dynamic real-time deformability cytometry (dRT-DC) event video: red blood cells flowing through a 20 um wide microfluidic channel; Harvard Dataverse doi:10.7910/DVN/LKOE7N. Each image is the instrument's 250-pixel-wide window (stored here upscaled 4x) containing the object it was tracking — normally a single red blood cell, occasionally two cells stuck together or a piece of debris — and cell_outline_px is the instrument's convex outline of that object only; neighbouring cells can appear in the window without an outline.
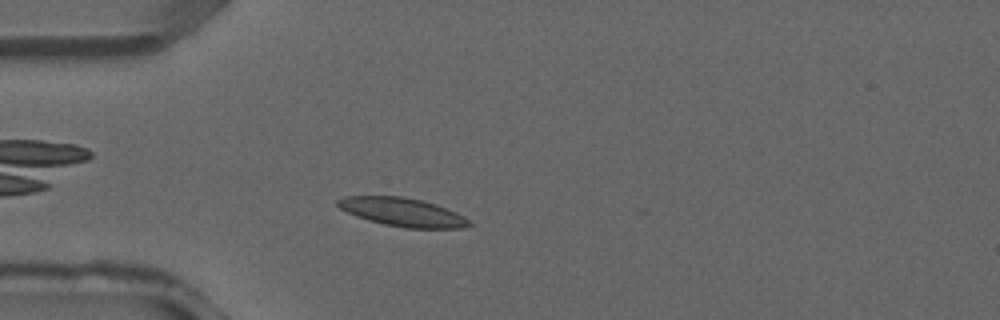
{"species": "common noctule bat (a hibernating species)", "species_latin": "Nyctalus noctula", "temperature_condition": "warm", "stored_images_in_passage": 10, "camera_frame_rate_fps": 3000, "um_per_image_px": 0.085, "animal": {"sex": "male", "forearm_length_mm": 52.5}, "frame": {"image": 1, "passage_image": 4, "time_ms": 1.0, "image_size_px": [1000, 320], "cell_outline_px": [[472, 224], [460, 228], [404, 228], [384, 224], [368, 220], [356, 216], [340, 208], [336, 204], [336, 200], [344, 196], [400, 196], [420, 200], [436, 204], [456, 212], [464, 216]], "centroid_in_image_um": [34.19, 18.03], "position_along_channel_um": 50.8, "area_um2": 21.68}}
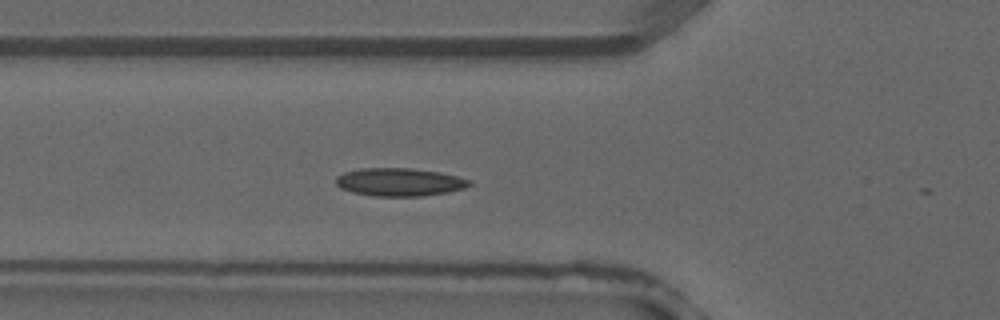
{"frame": {"image": 2, "passage_image": 7, "time_ms": 2.0, "image_size_px": [1000, 320], "cell_outline_px": [[472, 184], [464, 188], [448, 192], [424, 196], [372, 196], [352, 192], [340, 188], [336, 184], [336, 176], [344, 172], [360, 168], [412, 168], [440, 172], [472, 180]], "centroid_in_image_um": [33.95, 15.47], "position_along_channel_um": 91.8, "area_um2": 21.96}}